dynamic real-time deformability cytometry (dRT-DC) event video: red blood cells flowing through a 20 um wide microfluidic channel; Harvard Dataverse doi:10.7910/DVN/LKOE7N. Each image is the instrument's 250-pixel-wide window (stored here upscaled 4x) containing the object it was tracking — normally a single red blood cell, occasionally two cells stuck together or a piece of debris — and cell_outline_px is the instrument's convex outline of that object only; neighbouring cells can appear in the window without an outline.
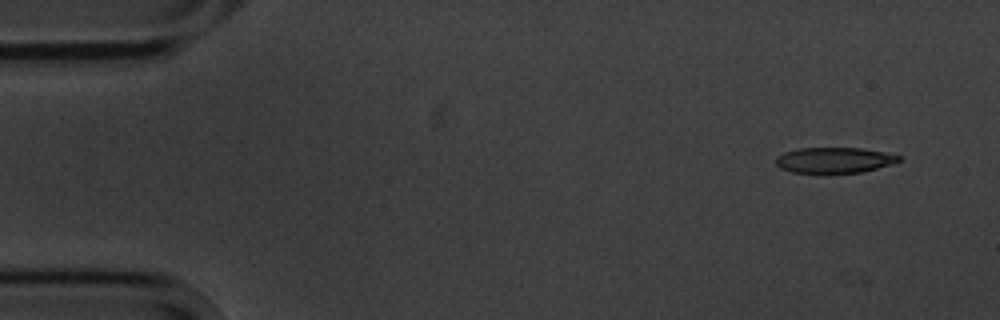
{"species": "common noctule bat (a hibernating species)", "species_latin": "Nyctalus noctula", "temperature_condition": "cold", "stored_images_in_passage": 5, "camera_frame_rate_fps": 3000, "um_per_image_px": 0.085, "animal": {"sex": "male", "body_mass_g": 20.1, "forearm_length_mm": 53.5}, "frame": {"image": 1, "passage_image": 1, "time_ms": 0.0, "image_size_px": [1000, 320], "cell_outline_px": [[900, 160], [876, 168], [860, 172], [792, 172], [780, 168], [776, 164], [776, 156], [784, 152], [800, 148], [860, 148], [884, 152], [900, 156]], "centroid_in_image_um": [70.85, 13.59], "position_along_channel_um": 14.1, "area_um2": 17.92}}
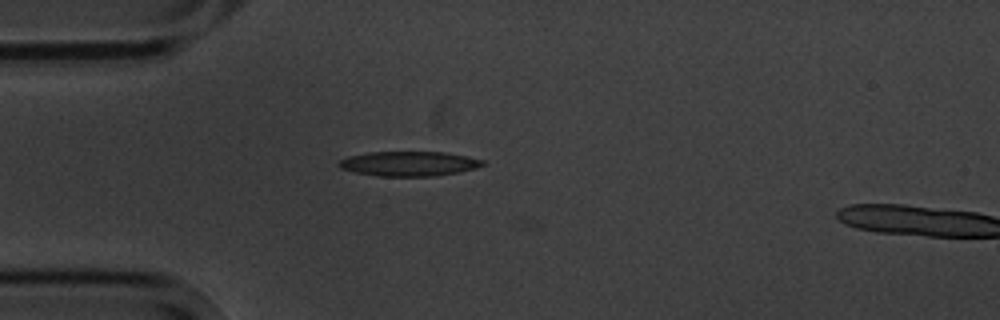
{"frame": {"image": 2, "passage_image": 4, "time_ms": 3.667, "image_size_px": [1000, 320], "cell_outline_px": [[484, 164], [472, 168], [456, 172], [436, 176], [380, 176], [356, 172], [340, 168], [336, 164], [340, 160], [348, 156], [368, 152], [444, 152], [468, 156], [484, 160]], "centroid_in_image_um": [34.72, 13.9], "position_along_channel_um": 50.3, "area_um2": 20.52}}